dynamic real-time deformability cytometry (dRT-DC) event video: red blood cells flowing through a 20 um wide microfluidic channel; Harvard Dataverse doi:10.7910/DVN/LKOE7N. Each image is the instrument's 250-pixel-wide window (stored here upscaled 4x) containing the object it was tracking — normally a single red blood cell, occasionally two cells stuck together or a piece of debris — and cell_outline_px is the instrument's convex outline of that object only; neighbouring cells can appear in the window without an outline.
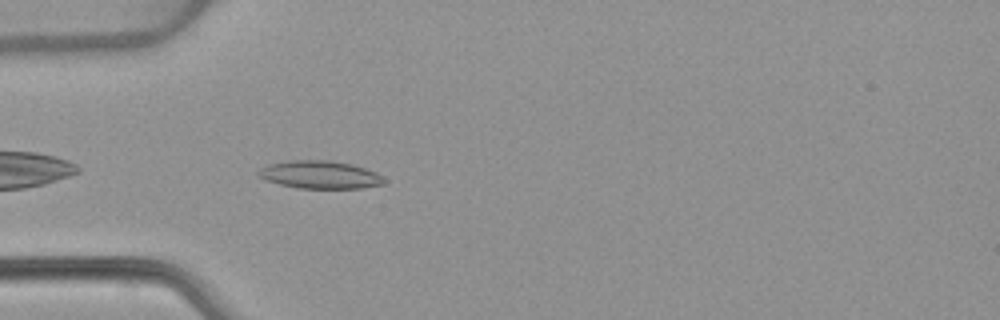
{"species": "common noctule bat (a hibernating species)", "species_latin": "Nyctalus noctula", "temperature_condition": "warm", "stored_images_in_passage": 30, "camera_frame_rate_fps": 3000, "um_per_image_px": 0.085, "animal": {"sex": "female", "body_mass_g": 22.7, "forearm_length_mm": 54.2}, "frame": {"image": 1, "passage_image": 2, "time_ms": 0.333, "image_size_px": [1000, 320], "cell_outline_px": [[388, 180], [384, 184], [360, 188], [300, 188], [280, 184], [264, 180], [256, 176], [256, 172], [260, 168], [268, 164], [288, 160], [328, 160], [352, 164], [376, 172]], "centroid_in_image_um": [27.17, 14.84], "position_along_channel_um": 57.8, "area_um2": 20.58}}
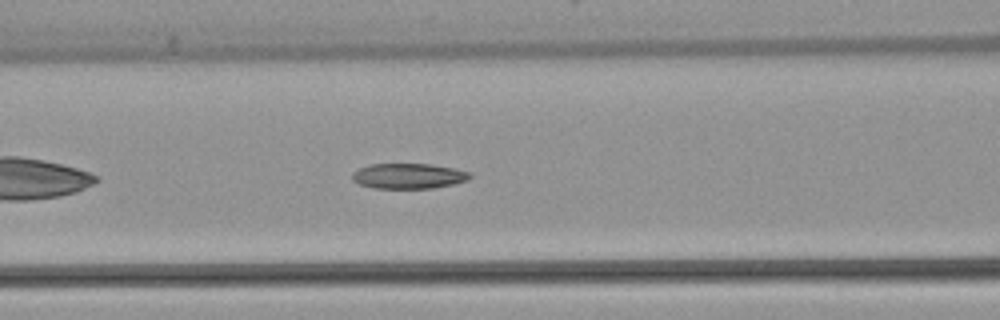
{"frame": {"image": 2, "passage_image": 8, "time_ms": 2.333, "image_size_px": [1000, 320], "cell_outline_px": [[472, 176], [468, 180], [452, 184], [432, 188], [372, 188], [360, 184], [352, 180], [352, 172], [368, 164], [432, 164], [456, 168], [472, 172]], "centroid_in_image_um": [34.75, 14.95], "position_along_channel_um": 131.9, "area_um2": 17.51}}
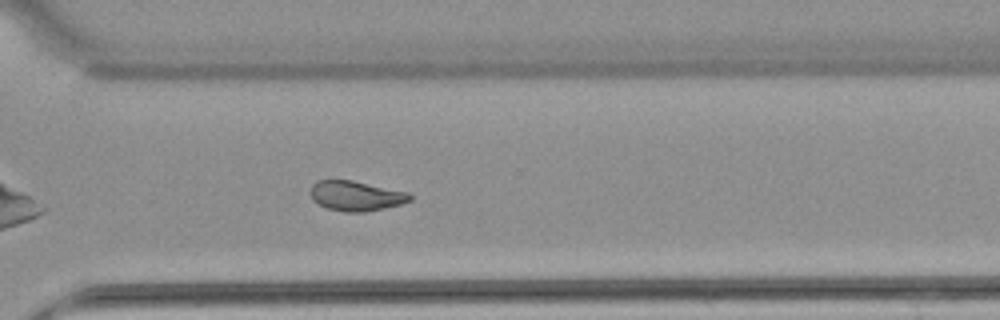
{"frame": {"image": 3, "passage_image": 24, "time_ms": 7.667, "image_size_px": [1000, 320], "cell_outline_px": [[412, 200], [400, 204], [384, 208], [364, 212], [344, 212], [328, 208], [312, 200], [312, 184], [316, 180], [352, 180], [408, 192], [412, 196]], "centroid_in_image_um": [30.27, 16.64], "position_along_channel_um": 340.3, "area_um2": 17.22}, "authors_computed_cell_mechanics": {"area_um2": 17.629, "velocity_mm_per_s": 3.9131, "shape_relaxation_time_tau1_ms": null, "shape_relaxation_time_tau2_ms": 3.7205, "deformation_change_tau1": null, "deformation_change_tau2": 0.1099}}